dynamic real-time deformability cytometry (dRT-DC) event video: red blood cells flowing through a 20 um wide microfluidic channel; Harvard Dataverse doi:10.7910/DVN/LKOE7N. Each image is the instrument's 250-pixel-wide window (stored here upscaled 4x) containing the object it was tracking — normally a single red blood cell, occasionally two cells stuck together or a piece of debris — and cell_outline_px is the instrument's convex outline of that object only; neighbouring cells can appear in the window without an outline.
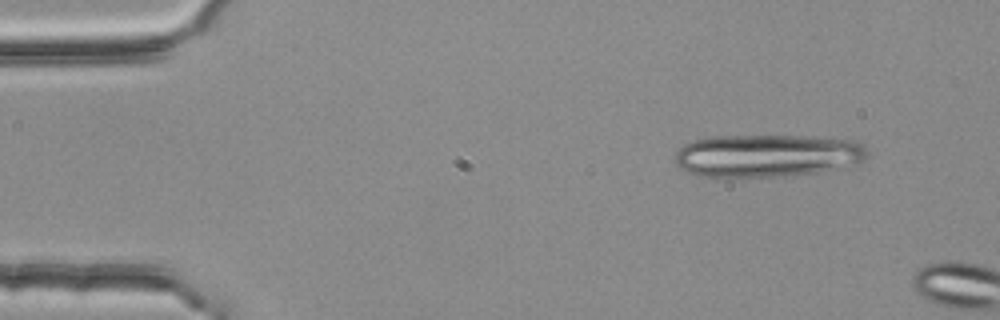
{"species": "common noctule bat (a hibernating species)", "species_latin": "Nyctalus noctula", "temperature_condition": "room temperature", "stored_images_in_passage": 2, "camera_frame_rate_fps": 3000, "um_per_image_px": 0.085, "animal": {"sex": "female", "body_mass_g": 25.1}, "frame": {"image": 1, "passage_image": 1, "time_ms": 0.0, "image_size_px": [1000, 320], "cell_outline_px": [[868, 156], [864, 160], [820, 172], [788, 176], [696, 176], [680, 168], [676, 164], [676, 152], [684, 144], [696, 140], [712, 136], [804, 136], [856, 140], [868, 152]], "centroid_in_image_um": [65.19, 13.22], "position_along_channel_um": 19.8, "area_um2": 47.51}}